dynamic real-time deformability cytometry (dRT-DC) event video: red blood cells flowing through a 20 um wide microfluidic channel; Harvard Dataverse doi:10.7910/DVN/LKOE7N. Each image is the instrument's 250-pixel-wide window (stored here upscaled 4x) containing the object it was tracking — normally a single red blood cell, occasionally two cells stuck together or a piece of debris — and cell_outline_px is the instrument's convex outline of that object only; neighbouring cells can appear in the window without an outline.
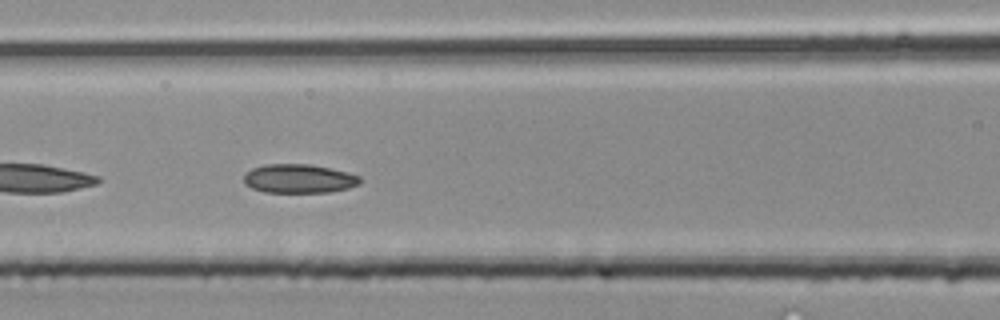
{"species": "common noctule bat (a hibernating species)", "species_latin": "Nyctalus noctula", "temperature_condition": "room temperature", "stored_images_in_passage": 25, "camera_frame_rate_fps": 3000, "um_per_image_px": 0.085, "animal": {"sex": "male", "body_mass_g": 20.4}, "frame": {"image": 1, "passage_image": 8, "time_ms": 2.333, "image_size_px": [1000, 320], "cell_outline_px": [[360, 184], [348, 188], [328, 192], [264, 192], [252, 188], [244, 184], [244, 176], [252, 168], [264, 164], [308, 164], [348, 172], [360, 176]], "centroid_in_image_um": [25.4, 15.18], "position_along_channel_um": 141.2, "area_um2": 19.48}}
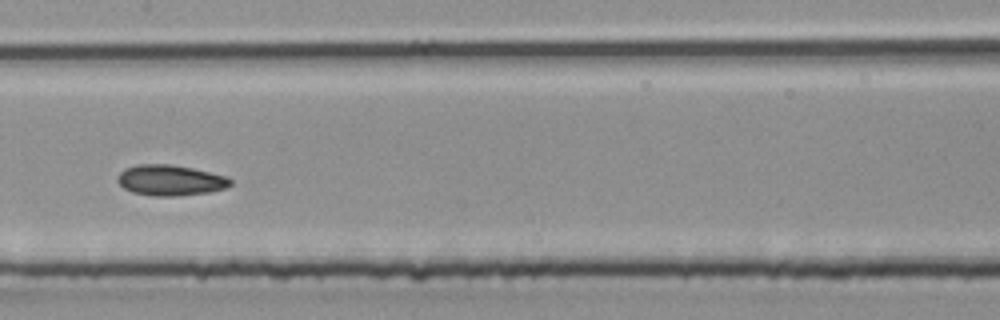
{"frame": {"image": 2, "passage_image": 11, "time_ms": 3.333, "image_size_px": [1000, 320], "cell_outline_px": [[232, 184], [224, 188], [208, 192], [176, 196], [156, 196], [132, 192], [124, 188], [116, 180], [120, 172], [124, 168], [140, 164], [168, 164], [192, 168], [228, 176], [232, 180]], "centroid_in_image_um": [14.47, 15.32], "position_along_channel_um": 192.9, "area_um2": 20.11}}